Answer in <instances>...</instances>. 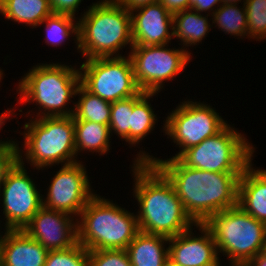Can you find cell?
<instances>
[{
  "instance_id": "cell-5",
  "label": "cell",
  "mask_w": 266,
  "mask_h": 266,
  "mask_svg": "<svg viewBox=\"0 0 266 266\" xmlns=\"http://www.w3.org/2000/svg\"><path fill=\"white\" fill-rule=\"evenodd\" d=\"M76 220L77 241L88 251L126 249L140 231L134 212L98 194Z\"/></svg>"
},
{
  "instance_id": "cell-3",
  "label": "cell",
  "mask_w": 266,
  "mask_h": 266,
  "mask_svg": "<svg viewBox=\"0 0 266 266\" xmlns=\"http://www.w3.org/2000/svg\"><path fill=\"white\" fill-rule=\"evenodd\" d=\"M100 1L88 6L77 19L78 51L86 60L122 57L120 50L134 46L131 12L115 0Z\"/></svg>"
},
{
  "instance_id": "cell-14",
  "label": "cell",
  "mask_w": 266,
  "mask_h": 266,
  "mask_svg": "<svg viewBox=\"0 0 266 266\" xmlns=\"http://www.w3.org/2000/svg\"><path fill=\"white\" fill-rule=\"evenodd\" d=\"M75 219L64 212L42 206L23 230L48 251L63 250L78 242Z\"/></svg>"
},
{
  "instance_id": "cell-17",
  "label": "cell",
  "mask_w": 266,
  "mask_h": 266,
  "mask_svg": "<svg viewBox=\"0 0 266 266\" xmlns=\"http://www.w3.org/2000/svg\"><path fill=\"white\" fill-rule=\"evenodd\" d=\"M0 257L4 266H44L48 250L24 230H4Z\"/></svg>"
},
{
  "instance_id": "cell-32",
  "label": "cell",
  "mask_w": 266,
  "mask_h": 266,
  "mask_svg": "<svg viewBox=\"0 0 266 266\" xmlns=\"http://www.w3.org/2000/svg\"><path fill=\"white\" fill-rule=\"evenodd\" d=\"M83 0H49L53 14H67L75 17L77 9Z\"/></svg>"
},
{
  "instance_id": "cell-39",
  "label": "cell",
  "mask_w": 266,
  "mask_h": 266,
  "mask_svg": "<svg viewBox=\"0 0 266 266\" xmlns=\"http://www.w3.org/2000/svg\"><path fill=\"white\" fill-rule=\"evenodd\" d=\"M164 266H179V265L175 264L172 260L168 259L165 262Z\"/></svg>"
},
{
  "instance_id": "cell-23",
  "label": "cell",
  "mask_w": 266,
  "mask_h": 266,
  "mask_svg": "<svg viewBox=\"0 0 266 266\" xmlns=\"http://www.w3.org/2000/svg\"><path fill=\"white\" fill-rule=\"evenodd\" d=\"M77 95L78 101L73 103L74 121H91L109 126L111 102L92 94L82 84L77 89Z\"/></svg>"
},
{
  "instance_id": "cell-27",
  "label": "cell",
  "mask_w": 266,
  "mask_h": 266,
  "mask_svg": "<svg viewBox=\"0 0 266 266\" xmlns=\"http://www.w3.org/2000/svg\"><path fill=\"white\" fill-rule=\"evenodd\" d=\"M141 91L138 95L112 102L109 130L110 134H116L121 140L130 145V127L133 105L145 94Z\"/></svg>"
},
{
  "instance_id": "cell-1",
  "label": "cell",
  "mask_w": 266,
  "mask_h": 266,
  "mask_svg": "<svg viewBox=\"0 0 266 266\" xmlns=\"http://www.w3.org/2000/svg\"><path fill=\"white\" fill-rule=\"evenodd\" d=\"M134 159V163L153 164L168 179L187 214L196 224H205L214 214L238 205L241 173L191 168L178 158L162 160L143 150Z\"/></svg>"
},
{
  "instance_id": "cell-16",
  "label": "cell",
  "mask_w": 266,
  "mask_h": 266,
  "mask_svg": "<svg viewBox=\"0 0 266 266\" xmlns=\"http://www.w3.org/2000/svg\"><path fill=\"white\" fill-rule=\"evenodd\" d=\"M130 12L134 46L164 45L173 39V14L160 2Z\"/></svg>"
},
{
  "instance_id": "cell-6",
  "label": "cell",
  "mask_w": 266,
  "mask_h": 266,
  "mask_svg": "<svg viewBox=\"0 0 266 266\" xmlns=\"http://www.w3.org/2000/svg\"><path fill=\"white\" fill-rule=\"evenodd\" d=\"M32 118L25 122L24 132L20 133L24 136V147L21 150L18 144V160L26 159L37 170L79 161L75 159L73 116Z\"/></svg>"
},
{
  "instance_id": "cell-24",
  "label": "cell",
  "mask_w": 266,
  "mask_h": 266,
  "mask_svg": "<svg viewBox=\"0 0 266 266\" xmlns=\"http://www.w3.org/2000/svg\"><path fill=\"white\" fill-rule=\"evenodd\" d=\"M158 93L146 92L134 105L131 115L130 127V145L133 147L138 146L140 141L149 135L154 130L157 122V115L152 108L150 98L156 96Z\"/></svg>"
},
{
  "instance_id": "cell-7",
  "label": "cell",
  "mask_w": 266,
  "mask_h": 266,
  "mask_svg": "<svg viewBox=\"0 0 266 266\" xmlns=\"http://www.w3.org/2000/svg\"><path fill=\"white\" fill-rule=\"evenodd\" d=\"M205 225L211 230L218 255L231 265H247L266 249V224L235 206L214 214Z\"/></svg>"
},
{
  "instance_id": "cell-11",
  "label": "cell",
  "mask_w": 266,
  "mask_h": 266,
  "mask_svg": "<svg viewBox=\"0 0 266 266\" xmlns=\"http://www.w3.org/2000/svg\"><path fill=\"white\" fill-rule=\"evenodd\" d=\"M227 124L228 122L224 121L210 104L183 101L171 111L163 124L165 136L170 137L180 148L179 152L171 158H177L187 148L216 135Z\"/></svg>"
},
{
  "instance_id": "cell-22",
  "label": "cell",
  "mask_w": 266,
  "mask_h": 266,
  "mask_svg": "<svg viewBox=\"0 0 266 266\" xmlns=\"http://www.w3.org/2000/svg\"><path fill=\"white\" fill-rule=\"evenodd\" d=\"M76 156L81 151L105 155L110 149V130L108 125L91 121H74Z\"/></svg>"
},
{
  "instance_id": "cell-10",
  "label": "cell",
  "mask_w": 266,
  "mask_h": 266,
  "mask_svg": "<svg viewBox=\"0 0 266 266\" xmlns=\"http://www.w3.org/2000/svg\"><path fill=\"white\" fill-rule=\"evenodd\" d=\"M168 44L133 46L128 54L134 78L141 91L159 93L165 81L173 80L190 63L191 52Z\"/></svg>"
},
{
  "instance_id": "cell-21",
  "label": "cell",
  "mask_w": 266,
  "mask_h": 266,
  "mask_svg": "<svg viewBox=\"0 0 266 266\" xmlns=\"http://www.w3.org/2000/svg\"><path fill=\"white\" fill-rule=\"evenodd\" d=\"M0 14L6 20L14 21L18 24L33 29L52 14L49 0H5L0 4Z\"/></svg>"
},
{
  "instance_id": "cell-35",
  "label": "cell",
  "mask_w": 266,
  "mask_h": 266,
  "mask_svg": "<svg viewBox=\"0 0 266 266\" xmlns=\"http://www.w3.org/2000/svg\"><path fill=\"white\" fill-rule=\"evenodd\" d=\"M115 1L118 2L121 6H124L128 11H132L144 5H149L159 2V0H115Z\"/></svg>"
},
{
  "instance_id": "cell-18",
  "label": "cell",
  "mask_w": 266,
  "mask_h": 266,
  "mask_svg": "<svg viewBox=\"0 0 266 266\" xmlns=\"http://www.w3.org/2000/svg\"><path fill=\"white\" fill-rule=\"evenodd\" d=\"M252 161L238 182V206L266 224V169H254Z\"/></svg>"
},
{
  "instance_id": "cell-42",
  "label": "cell",
  "mask_w": 266,
  "mask_h": 266,
  "mask_svg": "<svg viewBox=\"0 0 266 266\" xmlns=\"http://www.w3.org/2000/svg\"><path fill=\"white\" fill-rule=\"evenodd\" d=\"M0 266H4L1 257H0Z\"/></svg>"
},
{
  "instance_id": "cell-31",
  "label": "cell",
  "mask_w": 266,
  "mask_h": 266,
  "mask_svg": "<svg viewBox=\"0 0 266 266\" xmlns=\"http://www.w3.org/2000/svg\"><path fill=\"white\" fill-rule=\"evenodd\" d=\"M6 119L3 118L0 120V130H2V126L5 125ZM1 139L0 140V179L8 172V170L18 161V143L17 141L8 140L7 141Z\"/></svg>"
},
{
  "instance_id": "cell-38",
  "label": "cell",
  "mask_w": 266,
  "mask_h": 266,
  "mask_svg": "<svg viewBox=\"0 0 266 266\" xmlns=\"http://www.w3.org/2000/svg\"><path fill=\"white\" fill-rule=\"evenodd\" d=\"M239 1L241 3V0H222V3L223 4H237ZM246 1L247 0H243V5L245 4Z\"/></svg>"
},
{
  "instance_id": "cell-12",
  "label": "cell",
  "mask_w": 266,
  "mask_h": 266,
  "mask_svg": "<svg viewBox=\"0 0 266 266\" xmlns=\"http://www.w3.org/2000/svg\"><path fill=\"white\" fill-rule=\"evenodd\" d=\"M24 164L23 160H18L1 178L0 200L6 219L5 230H23L43 206V195L27 175Z\"/></svg>"
},
{
  "instance_id": "cell-13",
  "label": "cell",
  "mask_w": 266,
  "mask_h": 266,
  "mask_svg": "<svg viewBox=\"0 0 266 266\" xmlns=\"http://www.w3.org/2000/svg\"><path fill=\"white\" fill-rule=\"evenodd\" d=\"M51 179L43 207L77 217L95 195L85 166L78 161L62 165Z\"/></svg>"
},
{
  "instance_id": "cell-25",
  "label": "cell",
  "mask_w": 266,
  "mask_h": 266,
  "mask_svg": "<svg viewBox=\"0 0 266 266\" xmlns=\"http://www.w3.org/2000/svg\"><path fill=\"white\" fill-rule=\"evenodd\" d=\"M211 17L214 27L218 26L217 28L226 34L241 39L247 36L248 22L245 5L238 8L237 4H222Z\"/></svg>"
},
{
  "instance_id": "cell-33",
  "label": "cell",
  "mask_w": 266,
  "mask_h": 266,
  "mask_svg": "<svg viewBox=\"0 0 266 266\" xmlns=\"http://www.w3.org/2000/svg\"><path fill=\"white\" fill-rule=\"evenodd\" d=\"M222 4V0H190L191 9L198 13L207 12L209 15H212Z\"/></svg>"
},
{
  "instance_id": "cell-15",
  "label": "cell",
  "mask_w": 266,
  "mask_h": 266,
  "mask_svg": "<svg viewBox=\"0 0 266 266\" xmlns=\"http://www.w3.org/2000/svg\"><path fill=\"white\" fill-rule=\"evenodd\" d=\"M192 228L169 238V259L179 266H222L211 230L196 224L202 235L194 236Z\"/></svg>"
},
{
  "instance_id": "cell-41",
  "label": "cell",
  "mask_w": 266,
  "mask_h": 266,
  "mask_svg": "<svg viewBox=\"0 0 266 266\" xmlns=\"http://www.w3.org/2000/svg\"><path fill=\"white\" fill-rule=\"evenodd\" d=\"M3 237H4V235L0 233V245L2 243Z\"/></svg>"
},
{
  "instance_id": "cell-28",
  "label": "cell",
  "mask_w": 266,
  "mask_h": 266,
  "mask_svg": "<svg viewBox=\"0 0 266 266\" xmlns=\"http://www.w3.org/2000/svg\"><path fill=\"white\" fill-rule=\"evenodd\" d=\"M44 266H90L88 250L79 242L67 249L50 250Z\"/></svg>"
},
{
  "instance_id": "cell-30",
  "label": "cell",
  "mask_w": 266,
  "mask_h": 266,
  "mask_svg": "<svg viewBox=\"0 0 266 266\" xmlns=\"http://www.w3.org/2000/svg\"><path fill=\"white\" fill-rule=\"evenodd\" d=\"M90 266H132L125 249L90 250Z\"/></svg>"
},
{
  "instance_id": "cell-26",
  "label": "cell",
  "mask_w": 266,
  "mask_h": 266,
  "mask_svg": "<svg viewBox=\"0 0 266 266\" xmlns=\"http://www.w3.org/2000/svg\"><path fill=\"white\" fill-rule=\"evenodd\" d=\"M67 14H51L41 24H45V43L51 46H62L70 35L74 37L78 50V20ZM75 20V21H74Z\"/></svg>"
},
{
  "instance_id": "cell-4",
  "label": "cell",
  "mask_w": 266,
  "mask_h": 266,
  "mask_svg": "<svg viewBox=\"0 0 266 266\" xmlns=\"http://www.w3.org/2000/svg\"><path fill=\"white\" fill-rule=\"evenodd\" d=\"M81 84L76 66L60 63H39L19 80L17 103H35L39 112L35 118L73 116L74 107L68 108L71 98ZM66 108V109H65Z\"/></svg>"
},
{
  "instance_id": "cell-37",
  "label": "cell",
  "mask_w": 266,
  "mask_h": 266,
  "mask_svg": "<svg viewBox=\"0 0 266 266\" xmlns=\"http://www.w3.org/2000/svg\"><path fill=\"white\" fill-rule=\"evenodd\" d=\"M15 110L14 109H10V110H5V112H3L2 114H0V120L3 119V118H9L11 117L12 115H18V114H15L13 113ZM11 114V115H10Z\"/></svg>"
},
{
  "instance_id": "cell-43",
  "label": "cell",
  "mask_w": 266,
  "mask_h": 266,
  "mask_svg": "<svg viewBox=\"0 0 266 266\" xmlns=\"http://www.w3.org/2000/svg\"><path fill=\"white\" fill-rule=\"evenodd\" d=\"M230 266H247V265H230Z\"/></svg>"
},
{
  "instance_id": "cell-40",
  "label": "cell",
  "mask_w": 266,
  "mask_h": 266,
  "mask_svg": "<svg viewBox=\"0 0 266 266\" xmlns=\"http://www.w3.org/2000/svg\"><path fill=\"white\" fill-rule=\"evenodd\" d=\"M2 75H4V72H3V70L0 68V82H1V80L4 78Z\"/></svg>"
},
{
  "instance_id": "cell-19",
  "label": "cell",
  "mask_w": 266,
  "mask_h": 266,
  "mask_svg": "<svg viewBox=\"0 0 266 266\" xmlns=\"http://www.w3.org/2000/svg\"><path fill=\"white\" fill-rule=\"evenodd\" d=\"M169 238L139 231L125 249L132 266H164L169 259ZM166 246V248H165Z\"/></svg>"
},
{
  "instance_id": "cell-9",
  "label": "cell",
  "mask_w": 266,
  "mask_h": 266,
  "mask_svg": "<svg viewBox=\"0 0 266 266\" xmlns=\"http://www.w3.org/2000/svg\"><path fill=\"white\" fill-rule=\"evenodd\" d=\"M79 71L81 84L92 94L111 103L141 92L129 56L87 59Z\"/></svg>"
},
{
  "instance_id": "cell-34",
  "label": "cell",
  "mask_w": 266,
  "mask_h": 266,
  "mask_svg": "<svg viewBox=\"0 0 266 266\" xmlns=\"http://www.w3.org/2000/svg\"><path fill=\"white\" fill-rule=\"evenodd\" d=\"M159 2L172 14L190 9V0H159Z\"/></svg>"
},
{
  "instance_id": "cell-29",
  "label": "cell",
  "mask_w": 266,
  "mask_h": 266,
  "mask_svg": "<svg viewBox=\"0 0 266 266\" xmlns=\"http://www.w3.org/2000/svg\"><path fill=\"white\" fill-rule=\"evenodd\" d=\"M247 38L256 41L266 40V0H247Z\"/></svg>"
},
{
  "instance_id": "cell-36",
  "label": "cell",
  "mask_w": 266,
  "mask_h": 266,
  "mask_svg": "<svg viewBox=\"0 0 266 266\" xmlns=\"http://www.w3.org/2000/svg\"><path fill=\"white\" fill-rule=\"evenodd\" d=\"M247 266H266V249L253 258Z\"/></svg>"
},
{
  "instance_id": "cell-8",
  "label": "cell",
  "mask_w": 266,
  "mask_h": 266,
  "mask_svg": "<svg viewBox=\"0 0 266 266\" xmlns=\"http://www.w3.org/2000/svg\"><path fill=\"white\" fill-rule=\"evenodd\" d=\"M227 124L219 133L184 150L177 158L191 168L219 173H242L253 160L252 143Z\"/></svg>"
},
{
  "instance_id": "cell-2",
  "label": "cell",
  "mask_w": 266,
  "mask_h": 266,
  "mask_svg": "<svg viewBox=\"0 0 266 266\" xmlns=\"http://www.w3.org/2000/svg\"><path fill=\"white\" fill-rule=\"evenodd\" d=\"M132 168L140 231L170 238L196 226L173 185L153 164L133 162Z\"/></svg>"
},
{
  "instance_id": "cell-20",
  "label": "cell",
  "mask_w": 266,
  "mask_h": 266,
  "mask_svg": "<svg viewBox=\"0 0 266 266\" xmlns=\"http://www.w3.org/2000/svg\"><path fill=\"white\" fill-rule=\"evenodd\" d=\"M201 14L191 8L173 14V36L181 40V46L186 51L189 46L202 42L211 30L210 15Z\"/></svg>"
}]
</instances>
